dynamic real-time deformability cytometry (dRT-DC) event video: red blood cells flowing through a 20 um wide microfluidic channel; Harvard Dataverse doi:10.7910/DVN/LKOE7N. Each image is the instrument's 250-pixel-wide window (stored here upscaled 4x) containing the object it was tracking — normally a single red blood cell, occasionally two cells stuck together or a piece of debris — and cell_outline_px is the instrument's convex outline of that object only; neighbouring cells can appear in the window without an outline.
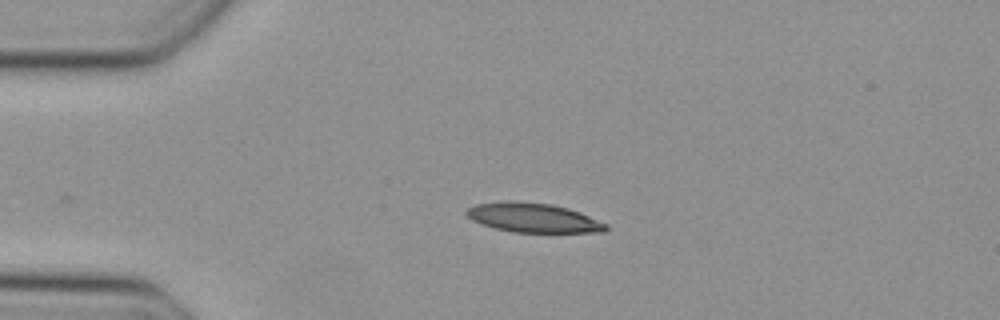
{"species": "Egyptian fruit bat (a non-hibernating species)", "species_latin": "Rousettus aegyptiacus", "temperature_condition": "cold", "stored_images_in_passage": 34, "camera_frame_rate_fps": 3000, "um_per_image_px": 0.085, "animal": {"sex": "female"}, "frame": {"image": 1, "passage_image": 1, "time_ms": 0.0, "image_size_px": [1000, 320], "cell_outline_px": [[608, 228], [604, 232], [512, 232], [480, 224], [472, 220], [464, 212], [468, 208], [476, 204], [504, 200], [552, 204], [568, 208], [608, 224]], "centroid_in_image_um": [45.29, 18.5], "position_along_channel_um": 39.7, "area_um2": 23.76}}
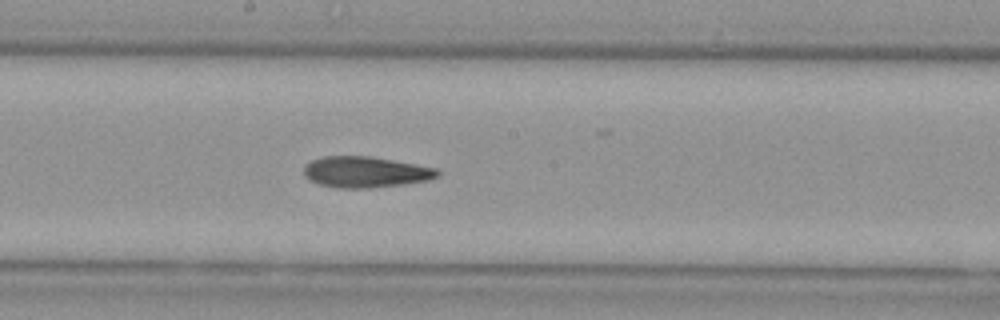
{"frame": {"image": 2, "passage_image": 16, "time_ms": 5.0, "image_size_px": [1000, 320], "cell_outline_px": [[440, 172], [436, 176], [428, 180], [400, 184], [368, 188], [336, 188], [320, 184], [304, 176], [304, 168], [312, 160], [324, 156], [368, 156], [392, 160], [436, 168]], "centroid_in_image_um": [31.04, 14.62], "position_along_channel_um": 217.2, "area_um2": 23.7}}
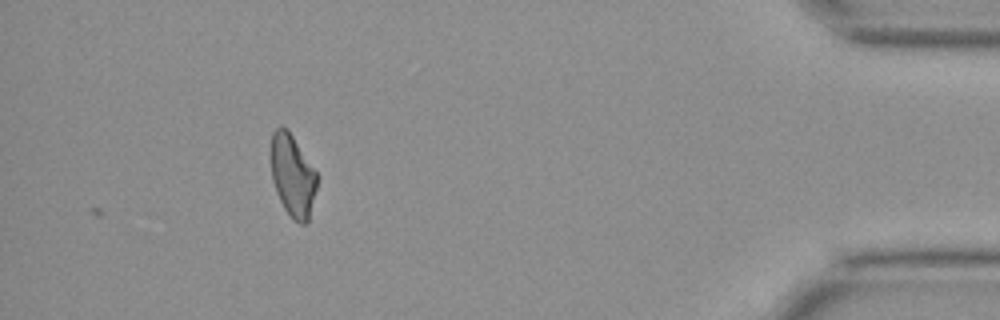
{"frame": {"image": 3, "passage_image": 34, "time_ms": 11.0, "image_size_px": [1000, 320], "cell_outline_px": [[316, 188], [308, 220], [304, 224], [300, 224], [292, 220], [284, 208], [276, 192], [272, 180], [272, 132], [280, 124], [292, 136], [316, 172]], "centroid_in_image_um": [24.86, 14.96], "position_along_channel_um": 410.3, "area_um2": 21.44}}